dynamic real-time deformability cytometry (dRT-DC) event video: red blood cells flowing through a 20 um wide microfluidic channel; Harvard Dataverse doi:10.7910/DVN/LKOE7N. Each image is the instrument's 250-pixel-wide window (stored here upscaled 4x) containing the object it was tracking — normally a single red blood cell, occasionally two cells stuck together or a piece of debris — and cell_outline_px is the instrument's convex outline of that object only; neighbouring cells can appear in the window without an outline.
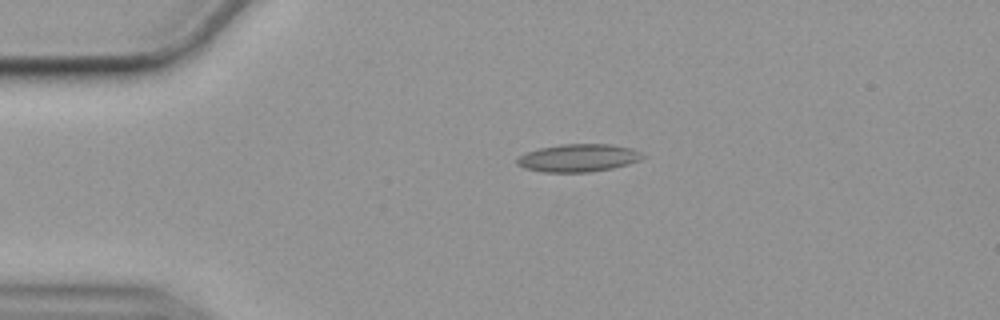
{"species": "common noctule bat (a hibernating species)", "species_latin": "Nyctalus noctula", "temperature_condition": "cold", "stored_images_in_passage": 38, "camera_frame_rate_fps": 3000, "um_per_image_px": 0.085, "animal": {"sex": "female", "body_mass_g": 19.9}, "frame": {"image": 1, "passage_image": 1, "time_ms": 0.0, "image_size_px": [1000, 320], "cell_outline_px": [[648, 156], [640, 160], [628, 164], [612, 168], [588, 172], [544, 172], [524, 168], [516, 164], [516, 160], [520, 156], [528, 152], [540, 148], [564, 144], [612, 144], [632, 148]], "centroid_in_image_um": [49.2, 13.42], "position_along_channel_um": 35.8, "area_um2": 20.29}}
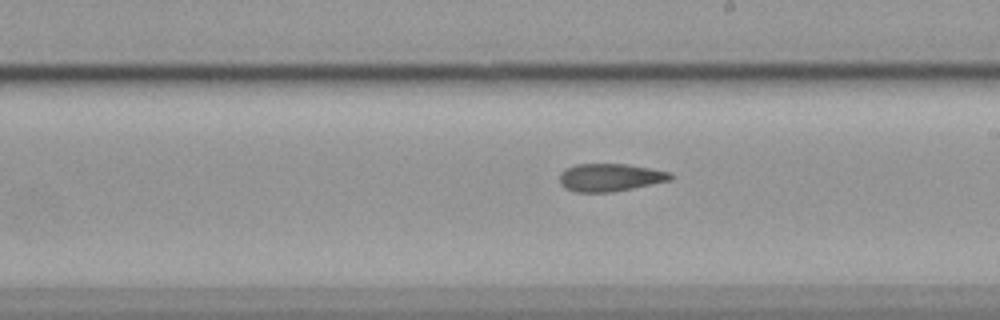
{"frame": {"image": 2, "passage_image": 21, "time_ms": 6.667, "image_size_px": [1000, 320], "cell_outline_px": [[672, 180], [612, 192], [576, 192], [560, 184], [560, 172], [576, 164], [628, 164], [672, 172]], "centroid_in_image_um": [51.89, 15.07], "position_along_channel_um": 237.1, "area_um2": 17.86}}
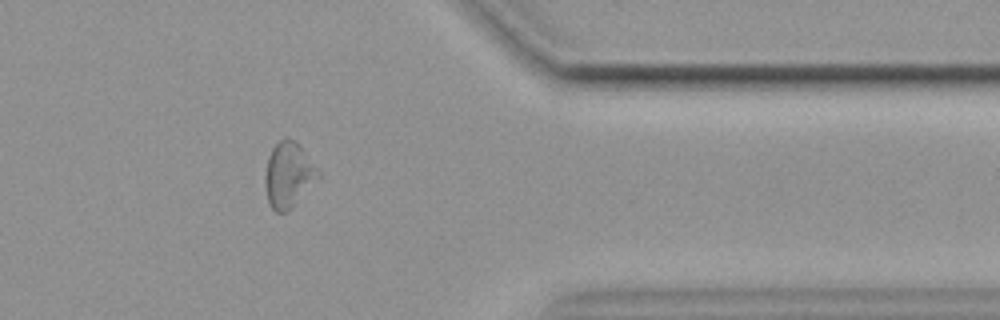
{"frame": {"image": 3, "passage_image": 35, "time_ms": 11.333, "image_size_px": [1000, 320], "cell_outline_px": [[320, 176], [292, 208], [288, 212], [276, 212], [272, 208], [268, 200], [264, 184], [264, 176], [268, 156], [272, 148], [284, 136], [288, 136], [296, 140], [300, 144], [320, 172]], "centroid_in_image_um": [24.51, 14.83], "position_along_channel_um": 386.9, "area_um2": 20.46}, "authors_computed_cell_mechanics": {"area_um2": 18.8428, "velocity_mm_per_s": 3.5524, "shape_relaxation_time_tau1_ms": null, "shape_relaxation_time_tau2_ms": 4.2815, "deformation_change_tau1": null, "deformation_change_tau2": 0.1034}}